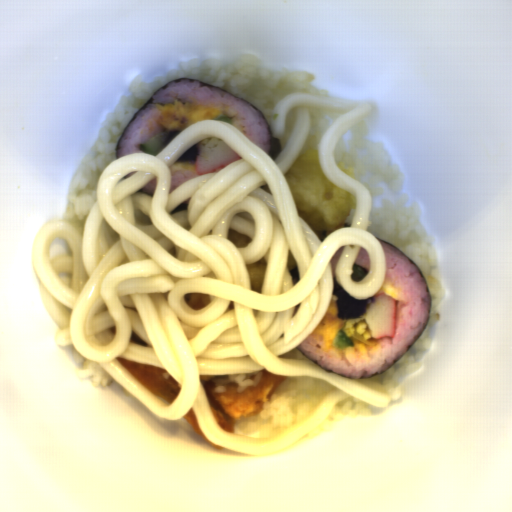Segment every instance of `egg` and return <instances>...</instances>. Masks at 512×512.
I'll use <instances>...</instances> for the list:
<instances>
[{"label": "egg", "mask_w": 512, "mask_h": 512, "mask_svg": "<svg viewBox=\"0 0 512 512\" xmlns=\"http://www.w3.org/2000/svg\"><path fill=\"white\" fill-rule=\"evenodd\" d=\"M325 341L333 342L339 331H344L353 346L368 343L373 339L366 319L363 317L339 319L337 314V296L331 303L323 320L314 329Z\"/></svg>", "instance_id": "obj_1"}, {"label": "egg", "mask_w": 512, "mask_h": 512, "mask_svg": "<svg viewBox=\"0 0 512 512\" xmlns=\"http://www.w3.org/2000/svg\"><path fill=\"white\" fill-rule=\"evenodd\" d=\"M158 109L162 126L168 133L183 131L196 122L215 120L222 116L218 109L178 101L158 106Z\"/></svg>", "instance_id": "obj_2"}]
</instances>
